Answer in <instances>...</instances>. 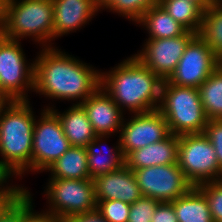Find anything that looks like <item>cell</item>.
Segmentation results:
<instances>
[{
  "label": "cell",
  "instance_id": "7402d4cb",
  "mask_svg": "<svg viewBox=\"0 0 222 222\" xmlns=\"http://www.w3.org/2000/svg\"><path fill=\"white\" fill-rule=\"evenodd\" d=\"M87 150L83 147H70L45 172L50 178L90 179Z\"/></svg>",
  "mask_w": 222,
  "mask_h": 222
},
{
  "label": "cell",
  "instance_id": "e575fe53",
  "mask_svg": "<svg viewBox=\"0 0 222 222\" xmlns=\"http://www.w3.org/2000/svg\"><path fill=\"white\" fill-rule=\"evenodd\" d=\"M0 222H21V197L0 217Z\"/></svg>",
  "mask_w": 222,
  "mask_h": 222
},
{
  "label": "cell",
  "instance_id": "9a60e30c",
  "mask_svg": "<svg viewBox=\"0 0 222 222\" xmlns=\"http://www.w3.org/2000/svg\"><path fill=\"white\" fill-rule=\"evenodd\" d=\"M81 105L96 135L116 136L120 133L125 113L102 88L99 87Z\"/></svg>",
  "mask_w": 222,
  "mask_h": 222
},
{
  "label": "cell",
  "instance_id": "484cf974",
  "mask_svg": "<svg viewBox=\"0 0 222 222\" xmlns=\"http://www.w3.org/2000/svg\"><path fill=\"white\" fill-rule=\"evenodd\" d=\"M158 4V0H113L104 10L127 18L134 24L151 7Z\"/></svg>",
  "mask_w": 222,
  "mask_h": 222
},
{
  "label": "cell",
  "instance_id": "9c48e42d",
  "mask_svg": "<svg viewBox=\"0 0 222 222\" xmlns=\"http://www.w3.org/2000/svg\"><path fill=\"white\" fill-rule=\"evenodd\" d=\"M70 147L58 116L51 109H41L33 128V174L45 172Z\"/></svg>",
  "mask_w": 222,
  "mask_h": 222
},
{
  "label": "cell",
  "instance_id": "8992f818",
  "mask_svg": "<svg viewBox=\"0 0 222 222\" xmlns=\"http://www.w3.org/2000/svg\"><path fill=\"white\" fill-rule=\"evenodd\" d=\"M48 179L43 192L48 203L45 210L63 221L69 216L96 210L94 179Z\"/></svg>",
  "mask_w": 222,
  "mask_h": 222
},
{
  "label": "cell",
  "instance_id": "ba28073f",
  "mask_svg": "<svg viewBox=\"0 0 222 222\" xmlns=\"http://www.w3.org/2000/svg\"><path fill=\"white\" fill-rule=\"evenodd\" d=\"M177 164L193 186L222 179L216 151L204 133L179 136Z\"/></svg>",
  "mask_w": 222,
  "mask_h": 222
},
{
  "label": "cell",
  "instance_id": "f1b7e54d",
  "mask_svg": "<svg viewBox=\"0 0 222 222\" xmlns=\"http://www.w3.org/2000/svg\"><path fill=\"white\" fill-rule=\"evenodd\" d=\"M31 193L26 188V192L21 196V222H63L47 210L36 212Z\"/></svg>",
  "mask_w": 222,
  "mask_h": 222
},
{
  "label": "cell",
  "instance_id": "4316f807",
  "mask_svg": "<svg viewBox=\"0 0 222 222\" xmlns=\"http://www.w3.org/2000/svg\"><path fill=\"white\" fill-rule=\"evenodd\" d=\"M130 204L116 200H97L96 210L108 222H128Z\"/></svg>",
  "mask_w": 222,
  "mask_h": 222
},
{
  "label": "cell",
  "instance_id": "7c38bea8",
  "mask_svg": "<svg viewBox=\"0 0 222 222\" xmlns=\"http://www.w3.org/2000/svg\"><path fill=\"white\" fill-rule=\"evenodd\" d=\"M196 35L195 32L186 31L178 37L146 39L142 49L134 56L165 81L173 73L186 46Z\"/></svg>",
  "mask_w": 222,
  "mask_h": 222
},
{
  "label": "cell",
  "instance_id": "52a82bcc",
  "mask_svg": "<svg viewBox=\"0 0 222 222\" xmlns=\"http://www.w3.org/2000/svg\"><path fill=\"white\" fill-rule=\"evenodd\" d=\"M21 44L8 38L0 48V95L6 101L30 100L34 92L35 60H27Z\"/></svg>",
  "mask_w": 222,
  "mask_h": 222
},
{
  "label": "cell",
  "instance_id": "44dd1931",
  "mask_svg": "<svg viewBox=\"0 0 222 222\" xmlns=\"http://www.w3.org/2000/svg\"><path fill=\"white\" fill-rule=\"evenodd\" d=\"M171 203L178 222H214L207 199L197 186Z\"/></svg>",
  "mask_w": 222,
  "mask_h": 222
},
{
  "label": "cell",
  "instance_id": "5bb4252c",
  "mask_svg": "<svg viewBox=\"0 0 222 222\" xmlns=\"http://www.w3.org/2000/svg\"><path fill=\"white\" fill-rule=\"evenodd\" d=\"M54 9L53 41L81 30L100 11L95 0H52Z\"/></svg>",
  "mask_w": 222,
  "mask_h": 222
},
{
  "label": "cell",
  "instance_id": "4dcf8cb0",
  "mask_svg": "<svg viewBox=\"0 0 222 222\" xmlns=\"http://www.w3.org/2000/svg\"><path fill=\"white\" fill-rule=\"evenodd\" d=\"M204 134L216 151L219 168L222 171V120H208Z\"/></svg>",
  "mask_w": 222,
  "mask_h": 222
},
{
  "label": "cell",
  "instance_id": "5b68a950",
  "mask_svg": "<svg viewBox=\"0 0 222 222\" xmlns=\"http://www.w3.org/2000/svg\"><path fill=\"white\" fill-rule=\"evenodd\" d=\"M158 110L167 121L171 134L204 133L208 119L197 88L163 81Z\"/></svg>",
  "mask_w": 222,
  "mask_h": 222
},
{
  "label": "cell",
  "instance_id": "74e56055",
  "mask_svg": "<svg viewBox=\"0 0 222 222\" xmlns=\"http://www.w3.org/2000/svg\"><path fill=\"white\" fill-rule=\"evenodd\" d=\"M113 0H95L96 6L103 11Z\"/></svg>",
  "mask_w": 222,
  "mask_h": 222
},
{
  "label": "cell",
  "instance_id": "3957f363",
  "mask_svg": "<svg viewBox=\"0 0 222 222\" xmlns=\"http://www.w3.org/2000/svg\"><path fill=\"white\" fill-rule=\"evenodd\" d=\"M34 113L29 100L6 101L0 108V165L15 180L32 172Z\"/></svg>",
  "mask_w": 222,
  "mask_h": 222
},
{
  "label": "cell",
  "instance_id": "ac0fdd59",
  "mask_svg": "<svg viewBox=\"0 0 222 222\" xmlns=\"http://www.w3.org/2000/svg\"><path fill=\"white\" fill-rule=\"evenodd\" d=\"M43 108L51 109L58 116L64 134L72 147L86 148L95 139L96 134L81 104H72L64 112L56 109L54 104Z\"/></svg>",
  "mask_w": 222,
  "mask_h": 222
},
{
  "label": "cell",
  "instance_id": "2e32d148",
  "mask_svg": "<svg viewBox=\"0 0 222 222\" xmlns=\"http://www.w3.org/2000/svg\"><path fill=\"white\" fill-rule=\"evenodd\" d=\"M96 200H116L132 205L142 197L134 171L123 165L120 169L94 179Z\"/></svg>",
  "mask_w": 222,
  "mask_h": 222
},
{
  "label": "cell",
  "instance_id": "8fae6325",
  "mask_svg": "<svg viewBox=\"0 0 222 222\" xmlns=\"http://www.w3.org/2000/svg\"><path fill=\"white\" fill-rule=\"evenodd\" d=\"M133 171L142 196L159 202H172L193 187L178 164L158 165Z\"/></svg>",
  "mask_w": 222,
  "mask_h": 222
},
{
  "label": "cell",
  "instance_id": "83f0119b",
  "mask_svg": "<svg viewBox=\"0 0 222 222\" xmlns=\"http://www.w3.org/2000/svg\"><path fill=\"white\" fill-rule=\"evenodd\" d=\"M205 195L214 222H222V179L197 186Z\"/></svg>",
  "mask_w": 222,
  "mask_h": 222
},
{
  "label": "cell",
  "instance_id": "f35d334b",
  "mask_svg": "<svg viewBox=\"0 0 222 222\" xmlns=\"http://www.w3.org/2000/svg\"><path fill=\"white\" fill-rule=\"evenodd\" d=\"M8 39V37L5 35L4 31L0 28V48L1 45Z\"/></svg>",
  "mask_w": 222,
  "mask_h": 222
},
{
  "label": "cell",
  "instance_id": "603a6c76",
  "mask_svg": "<svg viewBox=\"0 0 222 222\" xmlns=\"http://www.w3.org/2000/svg\"><path fill=\"white\" fill-rule=\"evenodd\" d=\"M200 100L208 120H222V63L199 86Z\"/></svg>",
  "mask_w": 222,
  "mask_h": 222
},
{
  "label": "cell",
  "instance_id": "d4e9b609",
  "mask_svg": "<svg viewBox=\"0 0 222 222\" xmlns=\"http://www.w3.org/2000/svg\"><path fill=\"white\" fill-rule=\"evenodd\" d=\"M166 12L187 31L199 33L204 11L189 0H158Z\"/></svg>",
  "mask_w": 222,
  "mask_h": 222
},
{
  "label": "cell",
  "instance_id": "4fadbf2b",
  "mask_svg": "<svg viewBox=\"0 0 222 222\" xmlns=\"http://www.w3.org/2000/svg\"><path fill=\"white\" fill-rule=\"evenodd\" d=\"M169 134L167 121L156 109L145 113L131 114L129 119L124 118L118 137L122 154L125 157L129 152L159 142Z\"/></svg>",
  "mask_w": 222,
  "mask_h": 222
},
{
  "label": "cell",
  "instance_id": "d6a6232c",
  "mask_svg": "<svg viewBox=\"0 0 222 222\" xmlns=\"http://www.w3.org/2000/svg\"><path fill=\"white\" fill-rule=\"evenodd\" d=\"M151 222H178L171 202H160L153 214Z\"/></svg>",
  "mask_w": 222,
  "mask_h": 222
},
{
  "label": "cell",
  "instance_id": "30bf717a",
  "mask_svg": "<svg viewBox=\"0 0 222 222\" xmlns=\"http://www.w3.org/2000/svg\"><path fill=\"white\" fill-rule=\"evenodd\" d=\"M221 63L222 60L212 48L196 35L188 43L177 67L165 81L168 84L198 89Z\"/></svg>",
  "mask_w": 222,
  "mask_h": 222
},
{
  "label": "cell",
  "instance_id": "6da1fadb",
  "mask_svg": "<svg viewBox=\"0 0 222 222\" xmlns=\"http://www.w3.org/2000/svg\"><path fill=\"white\" fill-rule=\"evenodd\" d=\"M37 55L34 92L41 97L81 104L100 87L99 69L56 45L42 47Z\"/></svg>",
  "mask_w": 222,
  "mask_h": 222
},
{
  "label": "cell",
  "instance_id": "d6986e66",
  "mask_svg": "<svg viewBox=\"0 0 222 222\" xmlns=\"http://www.w3.org/2000/svg\"><path fill=\"white\" fill-rule=\"evenodd\" d=\"M109 137L111 135H96L95 139L86 146L90 179L108 174L125 165V157L120 148L119 138L112 148L102 149L103 144L106 143L105 140H108Z\"/></svg>",
  "mask_w": 222,
  "mask_h": 222
},
{
  "label": "cell",
  "instance_id": "f546056e",
  "mask_svg": "<svg viewBox=\"0 0 222 222\" xmlns=\"http://www.w3.org/2000/svg\"><path fill=\"white\" fill-rule=\"evenodd\" d=\"M160 202L151 197L142 196L130 206L128 222H148Z\"/></svg>",
  "mask_w": 222,
  "mask_h": 222
},
{
  "label": "cell",
  "instance_id": "cb8c5ba5",
  "mask_svg": "<svg viewBox=\"0 0 222 222\" xmlns=\"http://www.w3.org/2000/svg\"><path fill=\"white\" fill-rule=\"evenodd\" d=\"M222 60V0H215L203 13L197 34Z\"/></svg>",
  "mask_w": 222,
  "mask_h": 222
},
{
  "label": "cell",
  "instance_id": "ffe728a7",
  "mask_svg": "<svg viewBox=\"0 0 222 222\" xmlns=\"http://www.w3.org/2000/svg\"><path fill=\"white\" fill-rule=\"evenodd\" d=\"M136 24L147 31L148 39L178 37L187 31L159 3L146 11Z\"/></svg>",
  "mask_w": 222,
  "mask_h": 222
},
{
  "label": "cell",
  "instance_id": "7a4b0ae2",
  "mask_svg": "<svg viewBox=\"0 0 222 222\" xmlns=\"http://www.w3.org/2000/svg\"><path fill=\"white\" fill-rule=\"evenodd\" d=\"M162 84L163 80L134 54L107 72L100 70V88L130 115L158 109Z\"/></svg>",
  "mask_w": 222,
  "mask_h": 222
},
{
  "label": "cell",
  "instance_id": "277c9868",
  "mask_svg": "<svg viewBox=\"0 0 222 222\" xmlns=\"http://www.w3.org/2000/svg\"><path fill=\"white\" fill-rule=\"evenodd\" d=\"M54 9L52 0H3L0 28L12 40H31L52 47Z\"/></svg>",
  "mask_w": 222,
  "mask_h": 222
},
{
  "label": "cell",
  "instance_id": "d590c367",
  "mask_svg": "<svg viewBox=\"0 0 222 222\" xmlns=\"http://www.w3.org/2000/svg\"><path fill=\"white\" fill-rule=\"evenodd\" d=\"M26 192V187L21 186L7 201L0 202V217Z\"/></svg>",
  "mask_w": 222,
  "mask_h": 222
},
{
  "label": "cell",
  "instance_id": "1f68e13d",
  "mask_svg": "<svg viewBox=\"0 0 222 222\" xmlns=\"http://www.w3.org/2000/svg\"><path fill=\"white\" fill-rule=\"evenodd\" d=\"M13 178L14 177L2 165H0V202L7 201L22 186V184L13 185ZM9 180H12L11 184Z\"/></svg>",
  "mask_w": 222,
  "mask_h": 222
},
{
  "label": "cell",
  "instance_id": "8d00e7d4",
  "mask_svg": "<svg viewBox=\"0 0 222 222\" xmlns=\"http://www.w3.org/2000/svg\"><path fill=\"white\" fill-rule=\"evenodd\" d=\"M197 4L203 11H205L215 0H189Z\"/></svg>",
  "mask_w": 222,
  "mask_h": 222
},
{
  "label": "cell",
  "instance_id": "e0dca14e",
  "mask_svg": "<svg viewBox=\"0 0 222 222\" xmlns=\"http://www.w3.org/2000/svg\"><path fill=\"white\" fill-rule=\"evenodd\" d=\"M179 136L169 134L165 139L129 152L125 166L131 170L158 165L177 164Z\"/></svg>",
  "mask_w": 222,
  "mask_h": 222
},
{
  "label": "cell",
  "instance_id": "ab89813d",
  "mask_svg": "<svg viewBox=\"0 0 222 222\" xmlns=\"http://www.w3.org/2000/svg\"><path fill=\"white\" fill-rule=\"evenodd\" d=\"M6 102V100L0 95V108Z\"/></svg>",
  "mask_w": 222,
  "mask_h": 222
},
{
  "label": "cell",
  "instance_id": "836d02e7",
  "mask_svg": "<svg viewBox=\"0 0 222 222\" xmlns=\"http://www.w3.org/2000/svg\"><path fill=\"white\" fill-rule=\"evenodd\" d=\"M63 222H108L103 216L97 211L88 213H79L66 218Z\"/></svg>",
  "mask_w": 222,
  "mask_h": 222
}]
</instances>
